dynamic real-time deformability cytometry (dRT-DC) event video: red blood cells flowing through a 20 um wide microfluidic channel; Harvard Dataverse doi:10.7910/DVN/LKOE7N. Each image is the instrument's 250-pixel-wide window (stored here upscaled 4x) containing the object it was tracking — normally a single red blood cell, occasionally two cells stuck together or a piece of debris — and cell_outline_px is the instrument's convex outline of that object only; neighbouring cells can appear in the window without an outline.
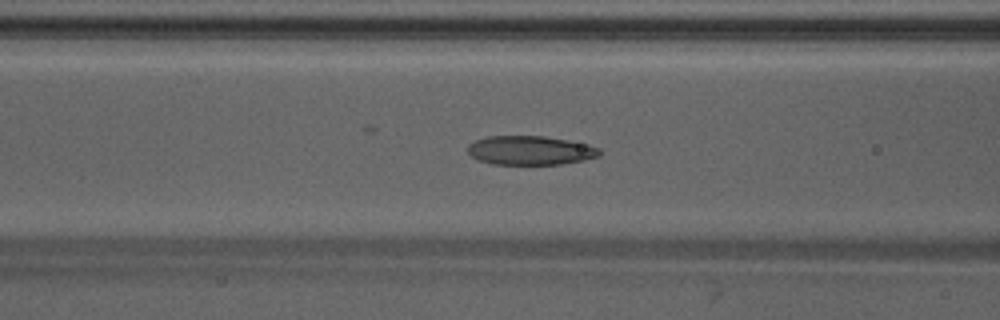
{"species": "Egyptian fruit bat (a non-hibernating species)", "species_latin": "Rousettus aegyptiacus", "temperature_condition": "warm", "stored_images_in_passage": 39, "camera_frame_rate_fps": 3000, "um_per_image_px": 0.085, "animal": {"sex": "male"}, "frame": {"image": 1, "passage_image": 9, "time_ms": 2.667, "image_size_px": [1000, 320], "cell_outline_px": [[600, 156], [584, 160], [560, 164], [492, 164], [476, 160], [468, 152], [468, 144], [476, 140], [488, 136], [544, 136], [564, 140], [600, 148]], "centroid_in_image_um": [45.02, 12.79], "position_along_channel_um": 121.6, "area_um2": 22.08}}
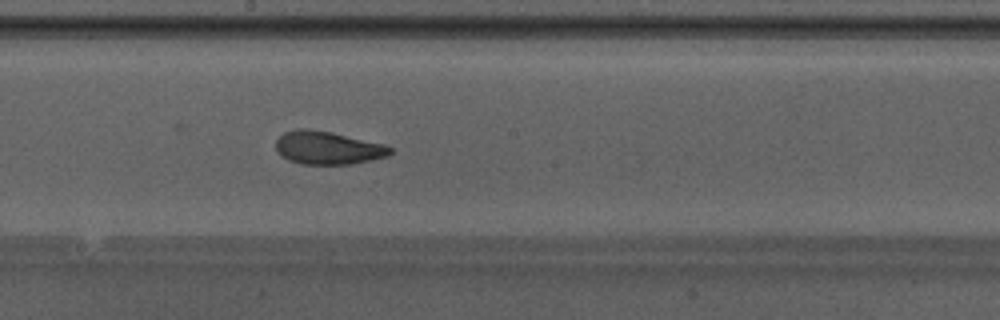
{"frame": {"image": 2, "passage_image": 16, "time_ms": 5.0, "image_size_px": [1000, 320], "cell_outline_px": [[392, 152], [388, 156], [372, 160], [352, 164], [300, 164], [288, 160], [276, 152], [276, 140], [284, 132], [296, 128], [304, 128], [332, 132], [384, 144], [392, 148]], "centroid_in_image_um": [27.85, 12.57], "position_along_channel_um": 220.4, "area_um2": 22.2}}
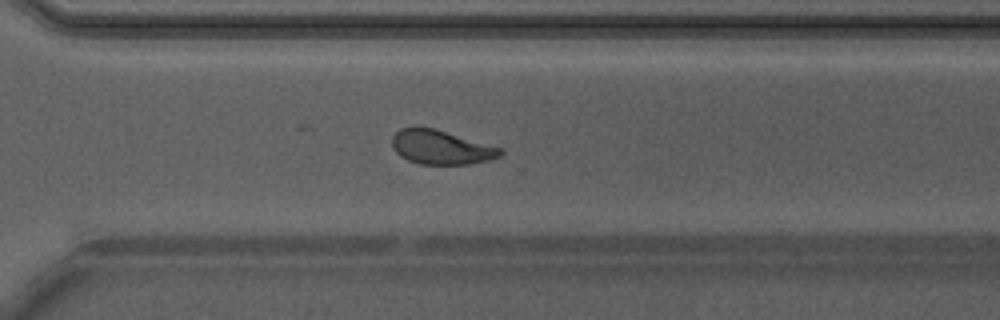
{"frame": {"image": 3, "passage_image": 24, "time_ms": 7.667, "image_size_px": [1000, 320], "cell_outline_px": [[504, 152], [500, 156], [488, 160], [468, 164], [420, 164], [408, 160], [400, 156], [396, 152], [392, 144], [392, 136], [400, 128], [436, 128], [504, 148]], "centroid_in_image_um": [37.53, 12.51], "position_along_channel_um": 333.1, "area_um2": 21.62}, "authors_computed_cell_mechanics": {"area_um2": 22.3108, "velocity_mm_per_s": 4.2363, "shape_relaxation_time_tau1_ms": 6.0363, "shape_relaxation_time_tau2_ms": 1.3969, "deformation_change_tau1": 0.1728, "deformation_change_tau2": 0.0834}}